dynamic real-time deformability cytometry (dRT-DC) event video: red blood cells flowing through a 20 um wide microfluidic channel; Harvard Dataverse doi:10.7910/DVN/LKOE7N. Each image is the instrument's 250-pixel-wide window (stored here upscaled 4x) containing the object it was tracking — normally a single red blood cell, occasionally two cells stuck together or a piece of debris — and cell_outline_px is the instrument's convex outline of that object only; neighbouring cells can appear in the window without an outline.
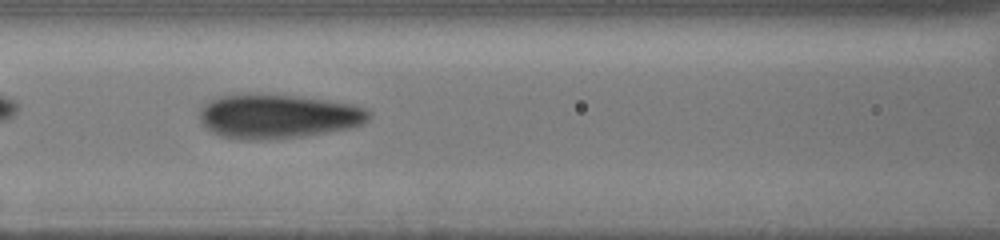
{"species": "human", "species_latin": "Homo sapiens", "temperature_condition": "cold", "stored_images_in_passage": 30, "camera_frame_rate_fps": 3000, "um_per_image_px": 0.085, "donor": {"sex": "male"}, "frame": {"image": 1, "passage_image": 21, "time_ms": 8.333, "image_size_px": [1000, 240], "cell_outline_px": [[372, 112], [368, 120], [364, 124], [348, 128], [304, 136], [260, 140], [240, 140], [220, 136], [212, 132], [200, 120], [200, 112], [204, 104], [216, 96], [248, 92], [296, 96], [328, 100], [352, 104], [364, 108]], "centroid_in_image_um": [23.6, 9.87], "position_along_channel_um": 143.0, "area_um2": 44.1}}
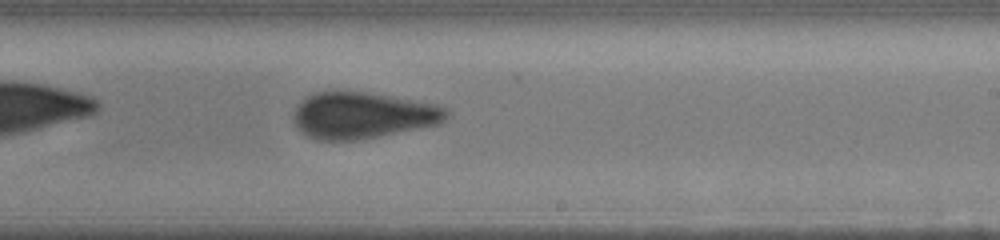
{"frame": {"image": 2, "passage_image": 30, "time_ms": 11.333, "image_size_px": [1000, 240], "cell_outline_px": [[448, 116], [440, 124], [356, 140], [316, 140], [300, 132], [296, 124], [296, 108], [308, 96], [316, 92], [368, 92], [392, 96], [436, 104], [444, 108], [448, 112]], "centroid_in_image_um": [30.85, 9.81], "position_along_channel_um": 258.1, "area_um2": 40.69}}